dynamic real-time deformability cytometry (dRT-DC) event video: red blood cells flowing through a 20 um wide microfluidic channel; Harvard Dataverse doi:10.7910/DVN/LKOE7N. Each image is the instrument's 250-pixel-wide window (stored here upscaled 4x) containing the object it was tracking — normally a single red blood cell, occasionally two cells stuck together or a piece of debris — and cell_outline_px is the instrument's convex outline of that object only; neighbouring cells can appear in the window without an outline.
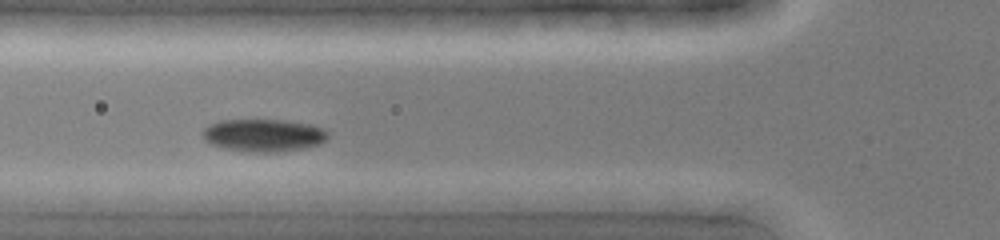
{"species": "common noctule bat (a hibernating species)", "species_latin": "Nyctalus noctula", "temperature_condition": "cold", "stored_images_in_passage": 34, "camera_frame_rate_fps": 3000, "um_per_image_px": 0.085, "animal": {"sex": "female", "body_mass_g": 19.0, "forearm_length_mm": 51.5}, "frame": {"image": 1, "passage_image": 11, "time_ms": 3.333, "image_size_px": [1000, 240], "cell_outline_px": [[328, 136], [320, 144], [304, 148], [276, 152], [260, 152], [224, 148], [212, 144], [204, 140], [204, 128], [208, 124], [220, 120], [284, 120], [312, 124], [324, 128], [328, 132]], "centroid_in_image_um": [22.43, 11.48], "position_along_channel_um": 103.4, "area_um2": 23.7}}
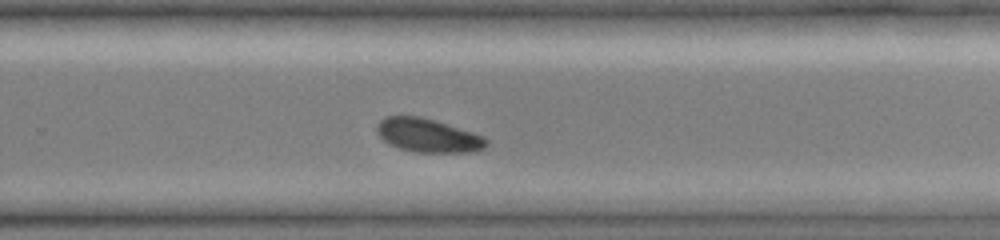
{"frame": {"image": 2, "passage_image": 24, "time_ms": 7.667, "image_size_px": [1000, 240], "cell_outline_px": [[488, 144], [484, 148], [472, 152], [416, 152], [400, 148], [388, 144], [376, 132], [376, 128], [380, 120], [388, 116], [420, 116], [472, 132], [484, 136], [488, 140]], "centroid_in_image_um": [36.38, 11.52], "position_along_channel_um": 293.4, "area_um2": 21.27}}
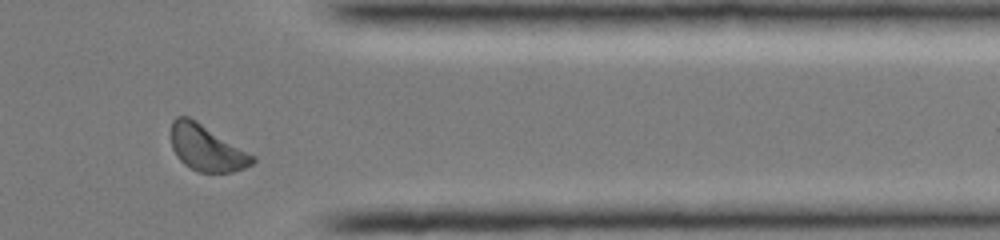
{"frame": {"image": 3, "passage_image": 31, "time_ms": 10.0, "image_size_px": [1000, 240], "cell_outline_px": [[256, 160], [252, 164], [244, 168], [232, 172], [200, 172], [184, 164], [176, 156], [172, 148], [172, 120], [176, 116], [188, 116], [196, 120], [256, 156]], "centroid_in_image_um": [17.57, 12.58], "position_along_channel_um": 393.8, "area_um2": 21.73}}